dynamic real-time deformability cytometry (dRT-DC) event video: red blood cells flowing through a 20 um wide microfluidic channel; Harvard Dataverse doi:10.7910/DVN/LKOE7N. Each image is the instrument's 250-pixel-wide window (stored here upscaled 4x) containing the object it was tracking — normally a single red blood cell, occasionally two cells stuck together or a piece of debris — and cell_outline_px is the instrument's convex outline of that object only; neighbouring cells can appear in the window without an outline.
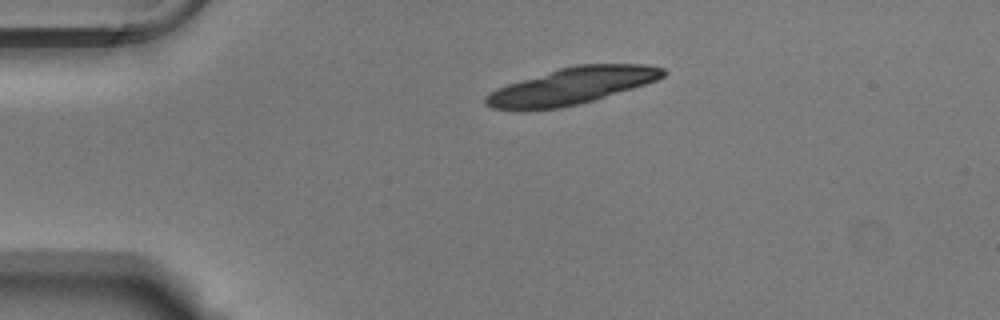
{"species": "Egyptian fruit bat (a non-hibernating species)", "species_latin": "Rousettus aegyptiacus", "temperature_condition": "warm", "stored_images_in_passage": 17, "segment_of_instrument_passage": [1, 2], "camera_frame_rate_fps": 3000, "um_per_image_px": 0.085, "animal": {"sex": "male"}, "frame": {"image": 1, "passage_image": 1, "time_ms": 0.0, "image_size_px": [1000, 320], "cell_outline_px": [[668, 72], [664, 76], [656, 80], [632, 88], [592, 100], [560, 108], [524, 112], [520, 112], [492, 108], [484, 104], [484, 96], [488, 92], [496, 88], [508, 84], [560, 68], [576, 64], [644, 64], [664, 68]], "centroid_in_image_um": [48.51, 7.33], "position_along_channel_um": 36.5, "area_um2": 38.09}}